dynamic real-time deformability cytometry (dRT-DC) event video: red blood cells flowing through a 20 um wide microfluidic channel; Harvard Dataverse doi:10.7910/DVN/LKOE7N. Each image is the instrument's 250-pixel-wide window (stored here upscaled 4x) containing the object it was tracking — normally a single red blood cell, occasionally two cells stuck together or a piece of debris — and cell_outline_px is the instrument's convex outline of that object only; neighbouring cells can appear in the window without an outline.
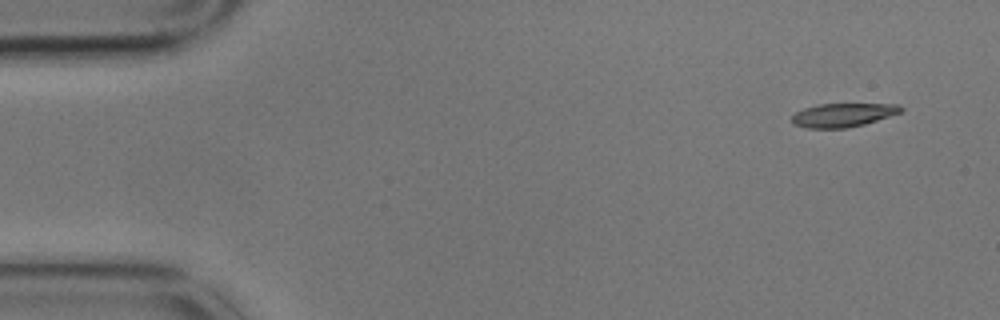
{"species": "common noctule bat (a hibernating species)", "species_latin": "Nyctalus noctula", "temperature_condition": "cold", "stored_images_in_passage": 4, "camera_frame_rate_fps": 3000, "um_per_image_px": 0.085, "animal": {"sex": "male", "body_mass_g": 17.9}, "frame": {"image": 1, "passage_image": 1, "time_ms": 0.0, "image_size_px": [1000, 320], "cell_outline_px": [[904, 108], [900, 112], [864, 124], [848, 128], [804, 128], [792, 124], [792, 116], [796, 112], [804, 108], [820, 104], [900, 104]], "centroid_in_image_um": [71.62, 9.78], "position_along_channel_um": 13.4, "area_um2": 14.97}}
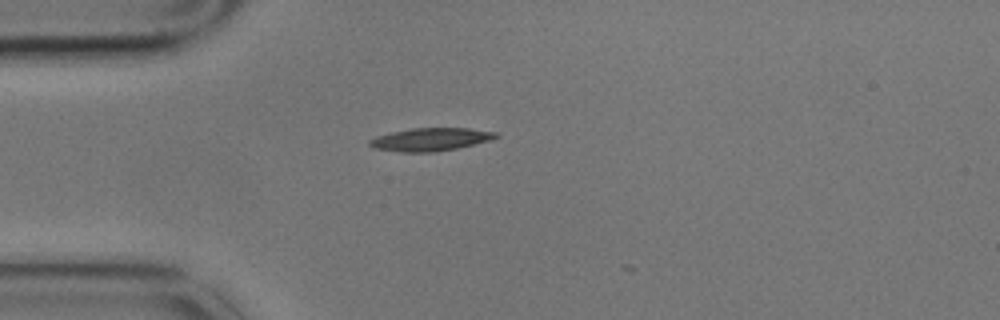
{"frame": {"image": 2, "passage_image": 4, "time_ms": 1.0, "image_size_px": [1000, 320], "cell_outline_px": [[500, 136], [492, 140], [456, 148], [436, 152], [400, 152], [372, 148], [368, 144], [368, 140], [376, 136], [392, 132], [412, 128], [468, 128], [496, 132]], "centroid_in_image_um": [36.58, 11.85], "position_along_channel_um": 48.4, "area_um2": 16.99}}